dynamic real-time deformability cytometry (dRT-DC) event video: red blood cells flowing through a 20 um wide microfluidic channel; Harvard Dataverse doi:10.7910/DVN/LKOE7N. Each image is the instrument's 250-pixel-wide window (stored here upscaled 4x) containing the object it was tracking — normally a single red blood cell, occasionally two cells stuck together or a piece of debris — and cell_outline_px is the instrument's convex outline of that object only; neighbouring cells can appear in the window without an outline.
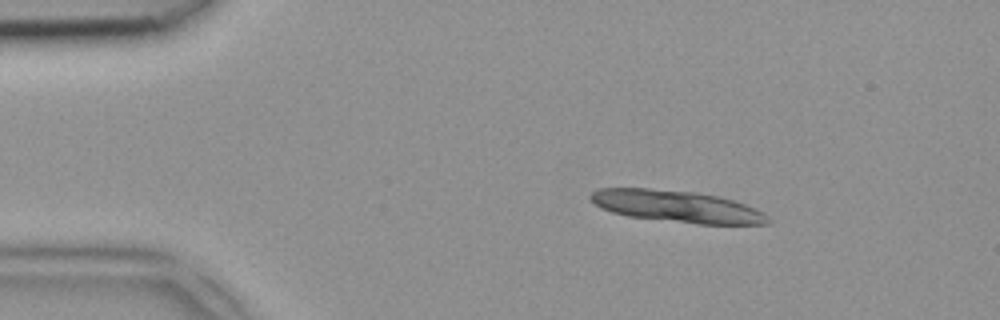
{"species": "common noctule bat (a hibernating species)", "species_latin": "Nyctalus noctula", "temperature_condition": "room temperature", "stored_images_in_passage": 12, "camera_frame_rate_fps": 3000, "um_per_image_px": 0.085, "animal": {"sex": "female", "body_mass_g": 18.4}, "frame": {"image": 1, "passage_image": 1, "time_ms": 0.0, "image_size_px": [1000, 320], "cell_outline_px": [[772, 220], [768, 224], [696, 224], [628, 216], [612, 212], [600, 208], [588, 196], [592, 192], [600, 188], [648, 188], [696, 192], [720, 196], [756, 208], [764, 212]], "centroid_in_image_um": [57.56, 17.54], "position_along_channel_um": 27.4, "area_um2": 33.0}}
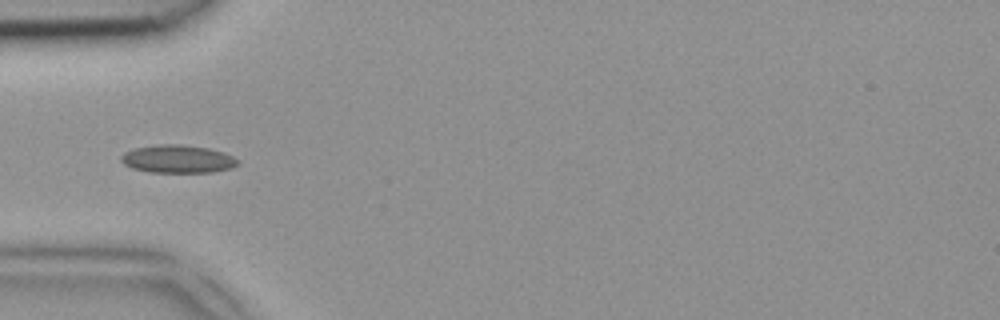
{"frame": {"image": 2, "passage_image": 9, "time_ms": 2.667, "image_size_px": [1000, 320], "cell_outline_px": [[240, 164], [232, 168], [212, 172], [148, 172], [132, 168], [124, 164], [120, 160], [120, 156], [124, 152], [136, 148], [160, 144], [180, 144], [208, 148], [224, 152], [240, 160]], "centroid_in_image_um": [15.13, 13.52], "position_along_channel_um": 69.9, "area_um2": 19.13}}